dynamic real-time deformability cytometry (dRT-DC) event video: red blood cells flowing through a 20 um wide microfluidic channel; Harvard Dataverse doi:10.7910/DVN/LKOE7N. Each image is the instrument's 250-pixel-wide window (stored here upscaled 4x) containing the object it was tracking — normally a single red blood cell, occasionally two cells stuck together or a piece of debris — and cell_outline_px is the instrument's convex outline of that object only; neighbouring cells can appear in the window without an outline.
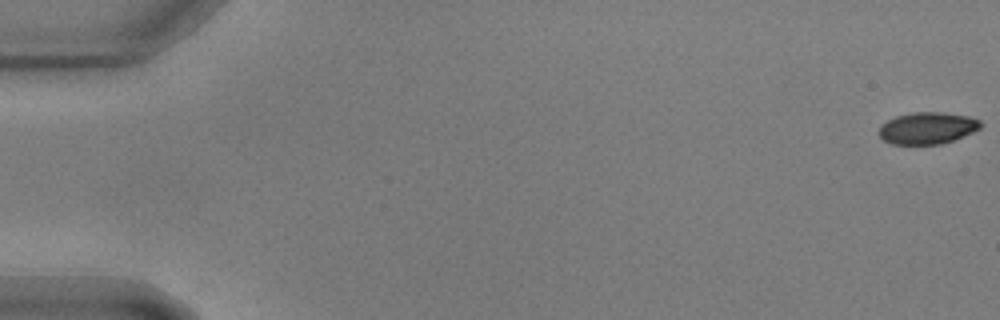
{"species": "common noctule bat (a hibernating species)", "species_latin": "Nyctalus noctula", "temperature_condition": "warm", "stored_images_in_passage": 34, "camera_frame_rate_fps": 3000, "um_per_image_px": 0.085, "animal": {"sex": "male", "body_mass_g": 17.9, "forearm_length_mm": 54.2}, "frame": {"image": 1, "passage_image": 1, "time_ms": 0.0, "image_size_px": [1000, 320], "cell_outline_px": [[984, 124], [980, 128], [972, 132], [952, 140], [940, 144], [892, 144], [884, 140], [876, 132], [888, 120], [896, 116], [912, 112], [944, 112], [968, 116], [980, 120]], "centroid_in_image_um": [78.84, 10.88], "position_along_channel_um": 6.2, "area_um2": 18.79}}
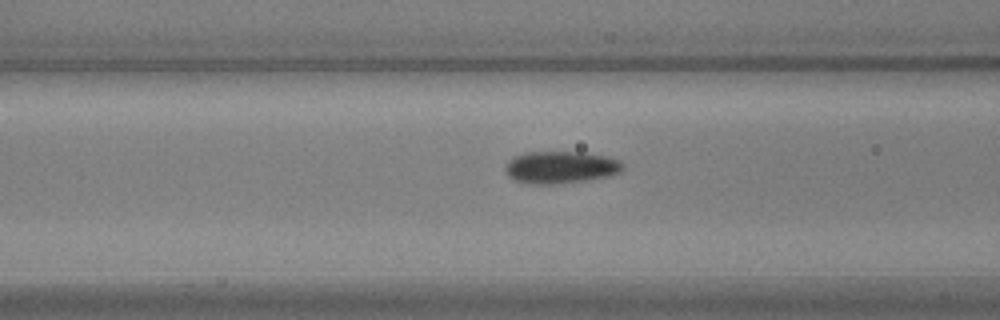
{"frame": {"image": 2, "passage_image": 24, "time_ms": 7.667, "image_size_px": [1000, 320], "cell_outline_px": [[624, 168], [620, 172], [608, 176], [588, 180], [552, 184], [524, 184], [512, 180], [504, 172], [504, 168], [508, 160], [512, 156], [528, 152], [580, 152], [604, 156], [620, 160], [624, 164]], "centroid_in_image_um": [47.6, 14.23], "position_along_channel_um": 119.0, "area_um2": 22.37}}
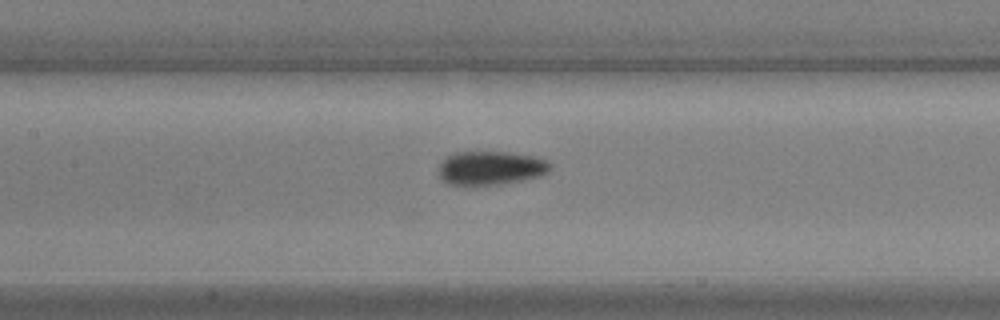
{"frame": {"image": 3, "passage_image": 28, "time_ms": 9.0, "image_size_px": [1000, 320], "cell_outline_px": [[552, 168], [548, 172], [540, 176], [500, 184], [464, 188], [448, 184], [440, 176], [440, 164], [448, 156], [456, 152], [508, 152], [532, 156], [548, 160], [552, 164]], "centroid_in_image_um": [41.71, 14.31], "position_along_channel_um": 165.7, "area_um2": 22.37}}